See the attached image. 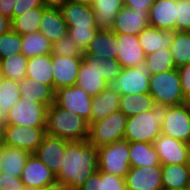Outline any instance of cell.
I'll use <instances>...</instances> for the list:
<instances>
[{
	"instance_id": "cell-44",
	"label": "cell",
	"mask_w": 190,
	"mask_h": 190,
	"mask_svg": "<svg viewBox=\"0 0 190 190\" xmlns=\"http://www.w3.org/2000/svg\"><path fill=\"white\" fill-rule=\"evenodd\" d=\"M39 7H44L42 0H16L12 10V20L29 10Z\"/></svg>"
},
{
	"instance_id": "cell-51",
	"label": "cell",
	"mask_w": 190,
	"mask_h": 190,
	"mask_svg": "<svg viewBox=\"0 0 190 190\" xmlns=\"http://www.w3.org/2000/svg\"><path fill=\"white\" fill-rule=\"evenodd\" d=\"M11 30V20L0 13V36Z\"/></svg>"
},
{
	"instance_id": "cell-12",
	"label": "cell",
	"mask_w": 190,
	"mask_h": 190,
	"mask_svg": "<svg viewBox=\"0 0 190 190\" xmlns=\"http://www.w3.org/2000/svg\"><path fill=\"white\" fill-rule=\"evenodd\" d=\"M161 134L190 143V102L169 106Z\"/></svg>"
},
{
	"instance_id": "cell-42",
	"label": "cell",
	"mask_w": 190,
	"mask_h": 190,
	"mask_svg": "<svg viewBox=\"0 0 190 190\" xmlns=\"http://www.w3.org/2000/svg\"><path fill=\"white\" fill-rule=\"evenodd\" d=\"M175 31L190 32V0H177Z\"/></svg>"
},
{
	"instance_id": "cell-2",
	"label": "cell",
	"mask_w": 190,
	"mask_h": 190,
	"mask_svg": "<svg viewBox=\"0 0 190 190\" xmlns=\"http://www.w3.org/2000/svg\"><path fill=\"white\" fill-rule=\"evenodd\" d=\"M170 105L154 103L152 110L129 116L124 139L128 142H146L154 144L161 135V125L167 116Z\"/></svg>"
},
{
	"instance_id": "cell-1",
	"label": "cell",
	"mask_w": 190,
	"mask_h": 190,
	"mask_svg": "<svg viewBox=\"0 0 190 190\" xmlns=\"http://www.w3.org/2000/svg\"><path fill=\"white\" fill-rule=\"evenodd\" d=\"M61 164L57 184L78 190L97 170V147L88 140L68 141Z\"/></svg>"
},
{
	"instance_id": "cell-27",
	"label": "cell",
	"mask_w": 190,
	"mask_h": 190,
	"mask_svg": "<svg viewBox=\"0 0 190 190\" xmlns=\"http://www.w3.org/2000/svg\"><path fill=\"white\" fill-rule=\"evenodd\" d=\"M21 98L33 102H40L50 107L54 103L55 91L49 85L39 83L24 77L18 81Z\"/></svg>"
},
{
	"instance_id": "cell-19",
	"label": "cell",
	"mask_w": 190,
	"mask_h": 190,
	"mask_svg": "<svg viewBox=\"0 0 190 190\" xmlns=\"http://www.w3.org/2000/svg\"><path fill=\"white\" fill-rule=\"evenodd\" d=\"M119 49L116 60L121 68H133L146 59L137 35L116 34Z\"/></svg>"
},
{
	"instance_id": "cell-4",
	"label": "cell",
	"mask_w": 190,
	"mask_h": 190,
	"mask_svg": "<svg viewBox=\"0 0 190 190\" xmlns=\"http://www.w3.org/2000/svg\"><path fill=\"white\" fill-rule=\"evenodd\" d=\"M149 94L154 103L166 105H181L186 103L181 88L178 69L153 74L150 77Z\"/></svg>"
},
{
	"instance_id": "cell-41",
	"label": "cell",
	"mask_w": 190,
	"mask_h": 190,
	"mask_svg": "<svg viewBox=\"0 0 190 190\" xmlns=\"http://www.w3.org/2000/svg\"><path fill=\"white\" fill-rule=\"evenodd\" d=\"M97 31V27H68L67 35L77 42L79 49L84 53Z\"/></svg>"
},
{
	"instance_id": "cell-38",
	"label": "cell",
	"mask_w": 190,
	"mask_h": 190,
	"mask_svg": "<svg viewBox=\"0 0 190 190\" xmlns=\"http://www.w3.org/2000/svg\"><path fill=\"white\" fill-rule=\"evenodd\" d=\"M21 98L18 81L2 78L0 85V108L7 114Z\"/></svg>"
},
{
	"instance_id": "cell-13",
	"label": "cell",
	"mask_w": 190,
	"mask_h": 190,
	"mask_svg": "<svg viewBox=\"0 0 190 190\" xmlns=\"http://www.w3.org/2000/svg\"><path fill=\"white\" fill-rule=\"evenodd\" d=\"M25 188H48L57 184L56 175L34 154L24 165L20 177Z\"/></svg>"
},
{
	"instance_id": "cell-39",
	"label": "cell",
	"mask_w": 190,
	"mask_h": 190,
	"mask_svg": "<svg viewBox=\"0 0 190 190\" xmlns=\"http://www.w3.org/2000/svg\"><path fill=\"white\" fill-rule=\"evenodd\" d=\"M22 38L12 29L0 36V59L21 53Z\"/></svg>"
},
{
	"instance_id": "cell-8",
	"label": "cell",
	"mask_w": 190,
	"mask_h": 190,
	"mask_svg": "<svg viewBox=\"0 0 190 190\" xmlns=\"http://www.w3.org/2000/svg\"><path fill=\"white\" fill-rule=\"evenodd\" d=\"M152 76L146 61L133 68H122L111 84L120 95L149 93Z\"/></svg>"
},
{
	"instance_id": "cell-29",
	"label": "cell",
	"mask_w": 190,
	"mask_h": 190,
	"mask_svg": "<svg viewBox=\"0 0 190 190\" xmlns=\"http://www.w3.org/2000/svg\"><path fill=\"white\" fill-rule=\"evenodd\" d=\"M52 55L45 54L28 58L26 77L39 83L49 85L54 90Z\"/></svg>"
},
{
	"instance_id": "cell-22",
	"label": "cell",
	"mask_w": 190,
	"mask_h": 190,
	"mask_svg": "<svg viewBox=\"0 0 190 190\" xmlns=\"http://www.w3.org/2000/svg\"><path fill=\"white\" fill-rule=\"evenodd\" d=\"M119 49L116 33L113 31H97L89 43L84 56H95L97 60L115 59Z\"/></svg>"
},
{
	"instance_id": "cell-48",
	"label": "cell",
	"mask_w": 190,
	"mask_h": 190,
	"mask_svg": "<svg viewBox=\"0 0 190 190\" xmlns=\"http://www.w3.org/2000/svg\"><path fill=\"white\" fill-rule=\"evenodd\" d=\"M78 190H103V172L94 171Z\"/></svg>"
},
{
	"instance_id": "cell-53",
	"label": "cell",
	"mask_w": 190,
	"mask_h": 190,
	"mask_svg": "<svg viewBox=\"0 0 190 190\" xmlns=\"http://www.w3.org/2000/svg\"><path fill=\"white\" fill-rule=\"evenodd\" d=\"M44 190H71V189L63 187V186L55 185L52 187L44 188Z\"/></svg>"
},
{
	"instance_id": "cell-14",
	"label": "cell",
	"mask_w": 190,
	"mask_h": 190,
	"mask_svg": "<svg viewBox=\"0 0 190 190\" xmlns=\"http://www.w3.org/2000/svg\"><path fill=\"white\" fill-rule=\"evenodd\" d=\"M126 190L163 189L162 165L130 167L125 177Z\"/></svg>"
},
{
	"instance_id": "cell-49",
	"label": "cell",
	"mask_w": 190,
	"mask_h": 190,
	"mask_svg": "<svg viewBox=\"0 0 190 190\" xmlns=\"http://www.w3.org/2000/svg\"><path fill=\"white\" fill-rule=\"evenodd\" d=\"M155 0H123V5L141 12H149Z\"/></svg>"
},
{
	"instance_id": "cell-59",
	"label": "cell",
	"mask_w": 190,
	"mask_h": 190,
	"mask_svg": "<svg viewBox=\"0 0 190 190\" xmlns=\"http://www.w3.org/2000/svg\"><path fill=\"white\" fill-rule=\"evenodd\" d=\"M3 144H0V165H1V154H2Z\"/></svg>"
},
{
	"instance_id": "cell-28",
	"label": "cell",
	"mask_w": 190,
	"mask_h": 190,
	"mask_svg": "<svg viewBox=\"0 0 190 190\" xmlns=\"http://www.w3.org/2000/svg\"><path fill=\"white\" fill-rule=\"evenodd\" d=\"M30 155L26 150L3 144L0 172L20 178Z\"/></svg>"
},
{
	"instance_id": "cell-24",
	"label": "cell",
	"mask_w": 190,
	"mask_h": 190,
	"mask_svg": "<svg viewBox=\"0 0 190 190\" xmlns=\"http://www.w3.org/2000/svg\"><path fill=\"white\" fill-rule=\"evenodd\" d=\"M175 35L174 30H161L147 26L139 35L138 40L144 54L157 52L159 49H169Z\"/></svg>"
},
{
	"instance_id": "cell-40",
	"label": "cell",
	"mask_w": 190,
	"mask_h": 190,
	"mask_svg": "<svg viewBox=\"0 0 190 190\" xmlns=\"http://www.w3.org/2000/svg\"><path fill=\"white\" fill-rule=\"evenodd\" d=\"M51 55L53 56H84L78 44L69 35H65L56 43H52Z\"/></svg>"
},
{
	"instance_id": "cell-21",
	"label": "cell",
	"mask_w": 190,
	"mask_h": 190,
	"mask_svg": "<svg viewBox=\"0 0 190 190\" xmlns=\"http://www.w3.org/2000/svg\"><path fill=\"white\" fill-rule=\"evenodd\" d=\"M120 94L108 85L98 95L92 98L90 123L97 122L119 111Z\"/></svg>"
},
{
	"instance_id": "cell-26",
	"label": "cell",
	"mask_w": 190,
	"mask_h": 190,
	"mask_svg": "<svg viewBox=\"0 0 190 190\" xmlns=\"http://www.w3.org/2000/svg\"><path fill=\"white\" fill-rule=\"evenodd\" d=\"M96 27L99 31H112L115 17L121 10L123 0H91Z\"/></svg>"
},
{
	"instance_id": "cell-43",
	"label": "cell",
	"mask_w": 190,
	"mask_h": 190,
	"mask_svg": "<svg viewBox=\"0 0 190 190\" xmlns=\"http://www.w3.org/2000/svg\"><path fill=\"white\" fill-rule=\"evenodd\" d=\"M102 66L104 70V81L111 85L117 76L120 74L121 66L119 62L115 59H103Z\"/></svg>"
},
{
	"instance_id": "cell-7",
	"label": "cell",
	"mask_w": 190,
	"mask_h": 190,
	"mask_svg": "<svg viewBox=\"0 0 190 190\" xmlns=\"http://www.w3.org/2000/svg\"><path fill=\"white\" fill-rule=\"evenodd\" d=\"M47 106L20 98L6 114L5 124L24 127H46Z\"/></svg>"
},
{
	"instance_id": "cell-11",
	"label": "cell",
	"mask_w": 190,
	"mask_h": 190,
	"mask_svg": "<svg viewBox=\"0 0 190 190\" xmlns=\"http://www.w3.org/2000/svg\"><path fill=\"white\" fill-rule=\"evenodd\" d=\"M102 61L95 56H83L79 66L76 85L88 95L94 97L104 90L108 84L104 81Z\"/></svg>"
},
{
	"instance_id": "cell-33",
	"label": "cell",
	"mask_w": 190,
	"mask_h": 190,
	"mask_svg": "<svg viewBox=\"0 0 190 190\" xmlns=\"http://www.w3.org/2000/svg\"><path fill=\"white\" fill-rule=\"evenodd\" d=\"M21 53L27 58L51 54L52 43L40 31L22 35Z\"/></svg>"
},
{
	"instance_id": "cell-3",
	"label": "cell",
	"mask_w": 190,
	"mask_h": 190,
	"mask_svg": "<svg viewBox=\"0 0 190 190\" xmlns=\"http://www.w3.org/2000/svg\"><path fill=\"white\" fill-rule=\"evenodd\" d=\"M46 134L68 141L88 140L89 124L79 115L53 103L47 108Z\"/></svg>"
},
{
	"instance_id": "cell-5",
	"label": "cell",
	"mask_w": 190,
	"mask_h": 190,
	"mask_svg": "<svg viewBox=\"0 0 190 190\" xmlns=\"http://www.w3.org/2000/svg\"><path fill=\"white\" fill-rule=\"evenodd\" d=\"M129 142L125 139L97 148V169L121 178L129 172Z\"/></svg>"
},
{
	"instance_id": "cell-16",
	"label": "cell",
	"mask_w": 190,
	"mask_h": 190,
	"mask_svg": "<svg viewBox=\"0 0 190 190\" xmlns=\"http://www.w3.org/2000/svg\"><path fill=\"white\" fill-rule=\"evenodd\" d=\"M83 56H53L52 70L54 91L61 87H70L76 83L79 66Z\"/></svg>"
},
{
	"instance_id": "cell-17",
	"label": "cell",
	"mask_w": 190,
	"mask_h": 190,
	"mask_svg": "<svg viewBox=\"0 0 190 190\" xmlns=\"http://www.w3.org/2000/svg\"><path fill=\"white\" fill-rule=\"evenodd\" d=\"M188 145L163 134L154 142L161 165L188 164Z\"/></svg>"
},
{
	"instance_id": "cell-47",
	"label": "cell",
	"mask_w": 190,
	"mask_h": 190,
	"mask_svg": "<svg viewBox=\"0 0 190 190\" xmlns=\"http://www.w3.org/2000/svg\"><path fill=\"white\" fill-rule=\"evenodd\" d=\"M178 69L181 88L186 102H190V63L180 66Z\"/></svg>"
},
{
	"instance_id": "cell-31",
	"label": "cell",
	"mask_w": 190,
	"mask_h": 190,
	"mask_svg": "<svg viewBox=\"0 0 190 190\" xmlns=\"http://www.w3.org/2000/svg\"><path fill=\"white\" fill-rule=\"evenodd\" d=\"M130 167H148L161 165L154 144L146 142H129Z\"/></svg>"
},
{
	"instance_id": "cell-50",
	"label": "cell",
	"mask_w": 190,
	"mask_h": 190,
	"mask_svg": "<svg viewBox=\"0 0 190 190\" xmlns=\"http://www.w3.org/2000/svg\"><path fill=\"white\" fill-rule=\"evenodd\" d=\"M16 0H0V13L12 21V10Z\"/></svg>"
},
{
	"instance_id": "cell-25",
	"label": "cell",
	"mask_w": 190,
	"mask_h": 190,
	"mask_svg": "<svg viewBox=\"0 0 190 190\" xmlns=\"http://www.w3.org/2000/svg\"><path fill=\"white\" fill-rule=\"evenodd\" d=\"M60 10L68 27H96L90 4L67 2Z\"/></svg>"
},
{
	"instance_id": "cell-46",
	"label": "cell",
	"mask_w": 190,
	"mask_h": 190,
	"mask_svg": "<svg viewBox=\"0 0 190 190\" xmlns=\"http://www.w3.org/2000/svg\"><path fill=\"white\" fill-rule=\"evenodd\" d=\"M24 184L20 178L0 172V190H23Z\"/></svg>"
},
{
	"instance_id": "cell-36",
	"label": "cell",
	"mask_w": 190,
	"mask_h": 190,
	"mask_svg": "<svg viewBox=\"0 0 190 190\" xmlns=\"http://www.w3.org/2000/svg\"><path fill=\"white\" fill-rule=\"evenodd\" d=\"M28 58L22 53L0 59V70L4 78L20 81L26 77Z\"/></svg>"
},
{
	"instance_id": "cell-37",
	"label": "cell",
	"mask_w": 190,
	"mask_h": 190,
	"mask_svg": "<svg viewBox=\"0 0 190 190\" xmlns=\"http://www.w3.org/2000/svg\"><path fill=\"white\" fill-rule=\"evenodd\" d=\"M151 74H159L175 69V63L169 49H159L148 54L145 59Z\"/></svg>"
},
{
	"instance_id": "cell-23",
	"label": "cell",
	"mask_w": 190,
	"mask_h": 190,
	"mask_svg": "<svg viewBox=\"0 0 190 190\" xmlns=\"http://www.w3.org/2000/svg\"><path fill=\"white\" fill-rule=\"evenodd\" d=\"M39 31L51 42L56 43L68 33V26L60 8L46 7L42 14Z\"/></svg>"
},
{
	"instance_id": "cell-56",
	"label": "cell",
	"mask_w": 190,
	"mask_h": 190,
	"mask_svg": "<svg viewBox=\"0 0 190 190\" xmlns=\"http://www.w3.org/2000/svg\"><path fill=\"white\" fill-rule=\"evenodd\" d=\"M2 133H3V126H0V144H3Z\"/></svg>"
},
{
	"instance_id": "cell-15",
	"label": "cell",
	"mask_w": 190,
	"mask_h": 190,
	"mask_svg": "<svg viewBox=\"0 0 190 190\" xmlns=\"http://www.w3.org/2000/svg\"><path fill=\"white\" fill-rule=\"evenodd\" d=\"M68 140L46 134L43 141L33 153L40 159L55 175L61 168V162Z\"/></svg>"
},
{
	"instance_id": "cell-6",
	"label": "cell",
	"mask_w": 190,
	"mask_h": 190,
	"mask_svg": "<svg viewBox=\"0 0 190 190\" xmlns=\"http://www.w3.org/2000/svg\"><path fill=\"white\" fill-rule=\"evenodd\" d=\"M127 121L128 117L123 112L116 111L90 123L88 141L98 148L123 140Z\"/></svg>"
},
{
	"instance_id": "cell-30",
	"label": "cell",
	"mask_w": 190,
	"mask_h": 190,
	"mask_svg": "<svg viewBox=\"0 0 190 190\" xmlns=\"http://www.w3.org/2000/svg\"><path fill=\"white\" fill-rule=\"evenodd\" d=\"M162 183L165 190L188 188L190 183V166L188 164L162 165Z\"/></svg>"
},
{
	"instance_id": "cell-57",
	"label": "cell",
	"mask_w": 190,
	"mask_h": 190,
	"mask_svg": "<svg viewBox=\"0 0 190 190\" xmlns=\"http://www.w3.org/2000/svg\"><path fill=\"white\" fill-rule=\"evenodd\" d=\"M187 157H188V165L190 166V143L188 145V155H187Z\"/></svg>"
},
{
	"instance_id": "cell-32",
	"label": "cell",
	"mask_w": 190,
	"mask_h": 190,
	"mask_svg": "<svg viewBox=\"0 0 190 190\" xmlns=\"http://www.w3.org/2000/svg\"><path fill=\"white\" fill-rule=\"evenodd\" d=\"M154 100L149 93L120 95L119 111L127 117L152 110Z\"/></svg>"
},
{
	"instance_id": "cell-52",
	"label": "cell",
	"mask_w": 190,
	"mask_h": 190,
	"mask_svg": "<svg viewBox=\"0 0 190 190\" xmlns=\"http://www.w3.org/2000/svg\"><path fill=\"white\" fill-rule=\"evenodd\" d=\"M45 7L61 8L68 0H42Z\"/></svg>"
},
{
	"instance_id": "cell-58",
	"label": "cell",
	"mask_w": 190,
	"mask_h": 190,
	"mask_svg": "<svg viewBox=\"0 0 190 190\" xmlns=\"http://www.w3.org/2000/svg\"><path fill=\"white\" fill-rule=\"evenodd\" d=\"M23 190H44V188H34V189H30V188H25Z\"/></svg>"
},
{
	"instance_id": "cell-18",
	"label": "cell",
	"mask_w": 190,
	"mask_h": 190,
	"mask_svg": "<svg viewBox=\"0 0 190 190\" xmlns=\"http://www.w3.org/2000/svg\"><path fill=\"white\" fill-rule=\"evenodd\" d=\"M148 12L123 6L115 17L112 31L116 34L139 35L149 26Z\"/></svg>"
},
{
	"instance_id": "cell-9",
	"label": "cell",
	"mask_w": 190,
	"mask_h": 190,
	"mask_svg": "<svg viewBox=\"0 0 190 190\" xmlns=\"http://www.w3.org/2000/svg\"><path fill=\"white\" fill-rule=\"evenodd\" d=\"M46 135V127H24L11 124L3 126V144L26 150L33 154Z\"/></svg>"
},
{
	"instance_id": "cell-10",
	"label": "cell",
	"mask_w": 190,
	"mask_h": 190,
	"mask_svg": "<svg viewBox=\"0 0 190 190\" xmlns=\"http://www.w3.org/2000/svg\"><path fill=\"white\" fill-rule=\"evenodd\" d=\"M92 98L76 84L55 90L54 103L90 124Z\"/></svg>"
},
{
	"instance_id": "cell-54",
	"label": "cell",
	"mask_w": 190,
	"mask_h": 190,
	"mask_svg": "<svg viewBox=\"0 0 190 190\" xmlns=\"http://www.w3.org/2000/svg\"><path fill=\"white\" fill-rule=\"evenodd\" d=\"M6 121V114L0 108V126H4Z\"/></svg>"
},
{
	"instance_id": "cell-34",
	"label": "cell",
	"mask_w": 190,
	"mask_h": 190,
	"mask_svg": "<svg viewBox=\"0 0 190 190\" xmlns=\"http://www.w3.org/2000/svg\"><path fill=\"white\" fill-rule=\"evenodd\" d=\"M46 7H39L15 17L11 21V29L19 35L31 34L39 31L43 11Z\"/></svg>"
},
{
	"instance_id": "cell-60",
	"label": "cell",
	"mask_w": 190,
	"mask_h": 190,
	"mask_svg": "<svg viewBox=\"0 0 190 190\" xmlns=\"http://www.w3.org/2000/svg\"><path fill=\"white\" fill-rule=\"evenodd\" d=\"M2 78H3V76H2V73H1V70H0V85H1Z\"/></svg>"
},
{
	"instance_id": "cell-55",
	"label": "cell",
	"mask_w": 190,
	"mask_h": 190,
	"mask_svg": "<svg viewBox=\"0 0 190 190\" xmlns=\"http://www.w3.org/2000/svg\"><path fill=\"white\" fill-rule=\"evenodd\" d=\"M68 2H76V3H86L90 4L91 0H68Z\"/></svg>"
},
{
	"instance_id": "cell-20",
	"label": "cell",
	"mask_w": 190,
	"mask_h": 190,
	"mask_svg": "<svg viewBox=\"0 0 190 190\" xmlns=\"http://www.w3.org/2000/svg\"><path fill=\"white\" fill-rule=\"evenodd\" d=\"M177 7V0H155L148 12L149 26L175 31Z\"/></svg>"
},
{
	"instance_id": "cell-35",
	"label": "cell",
	"mask_w": 190,
	"mask_h": 190,
	"mask_svg": "<svg viewBox=\"0 0 190 190\" xmlns=\"http://www.w3.org/2000/svg\"><path fill=\"white\" fill-rule=\"evenodd\" d=\"M169 50L173 57L175 68L190 63V32L175 31Z\"/></svg>"
},
{
	"instance_id": "cell-45",
	"label": "cell",
	"mask_w": 190,
	"mask_h": 190,
	"mask_svg": "<svg viewBox=\"0 0 190 190\" xmlns=\"http://www.w3.org/2000/svg\"><path fill=\"white\" fill-rule=\"evenodd\" d=\"M103 190H126V181L112 173L103 172Z\"/></svg>"
}]
</instances>
